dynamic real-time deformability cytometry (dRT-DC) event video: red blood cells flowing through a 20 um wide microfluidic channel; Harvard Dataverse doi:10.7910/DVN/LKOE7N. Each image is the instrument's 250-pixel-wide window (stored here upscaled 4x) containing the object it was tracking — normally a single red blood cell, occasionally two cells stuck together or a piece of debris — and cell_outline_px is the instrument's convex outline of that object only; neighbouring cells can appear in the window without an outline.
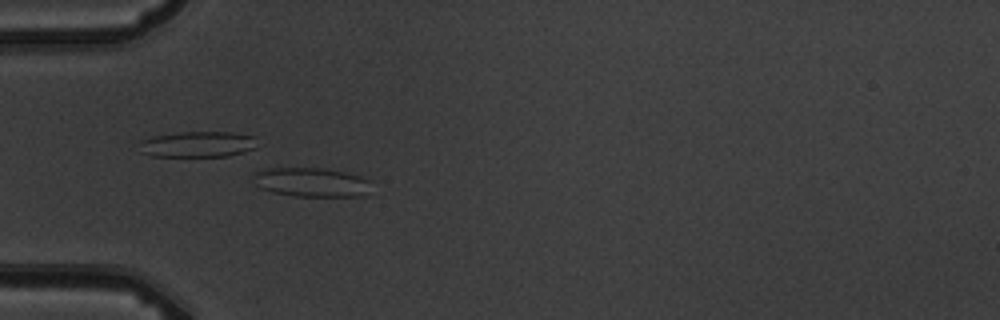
{"species": "common noctule bat (a hibernating species)", "species_latin": "Nyctalus noctula", "temperature_condition": "warm", "stored_images_in_passage": 6, "camera_frame_rate_fps": 3000, "um_per_image_px": 0.085, "animal": {"sex": "male", "body_mass_g": 19.5, "forearm_length_mm": 54.6}, "frame": {"image": 1, "passage_image": 6, "time_ms": 5.667, "image_size_px": [1000, 320], "cell_outline_px": [[368, 180], [360, 196], [296, 196], [272, 192], [260, 188], [256, 184], [252, 176], [256, 172], [264, 168], [320, 168], [344, 172], [360, 176]], "centroid_in_image_um": [26.33, 15.47], "position_along_channel_um": 58.7, "area_um2": 19.48}}